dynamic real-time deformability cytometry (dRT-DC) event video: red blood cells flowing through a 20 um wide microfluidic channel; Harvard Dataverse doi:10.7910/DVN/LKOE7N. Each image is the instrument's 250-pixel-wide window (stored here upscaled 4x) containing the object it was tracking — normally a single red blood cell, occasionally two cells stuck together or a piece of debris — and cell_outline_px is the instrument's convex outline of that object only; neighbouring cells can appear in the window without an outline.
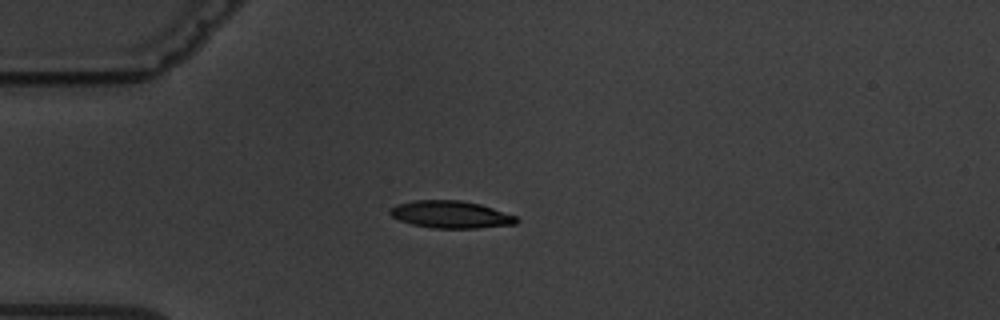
{"species": "common noctule bat (a hibernating species)", "species_latin": "Nyctalus noctula", "temperature_condition": "warm", "stored_images_in_passage": 6, "camera_frame_rate_fps": 3000, "um_per_image_px": 0.085, "animal": {"sex": "male", "body_mass_g": 19.5, "forearm_length_mm": 54.6}, "frame": {"image": 1, "passage_image": 4, "time_ms": 3.333, "image_size_px": [1000, 320], "cell_outline_px": [[520, 220], [516, 224], [476, 228], [432, 228], [412, 224], [400, 220], [392, 216], [388, 212], [396, 204], [412, 200], [460, 200], [480, 204], [516, 216]], "centroid_in_image_um": [38.31, 18.23], "position_along_channel_um": 46.7, "area_um2": 20.06}}
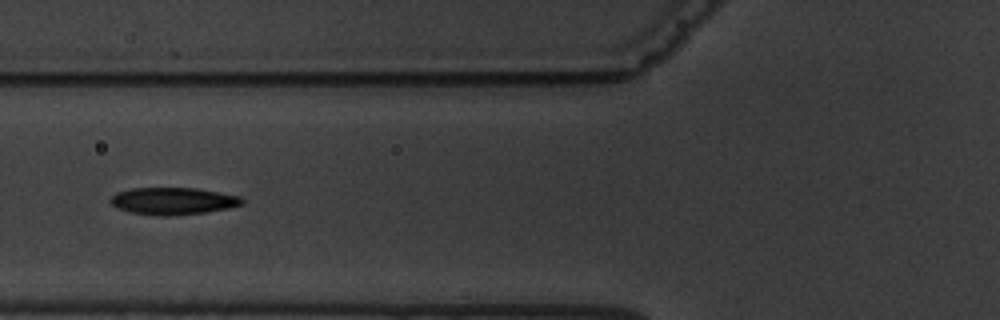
{"frame": {"image": 2, "passage_image": 6, "time_ms": 5.667, "image_size_px": [1000, 320], "cell_outline_px": [[244, 204], [228, 208], [204, 212], [172, 216], [156, 216], [128, 212], [116, 208], [108, 200], [116, 192], [132, 188], [196, 188], [220, 192], [240, 196], [244, 200]], "centroid_in_image_um": [14.68, 17.09], "position_along_channel_um": 111.1, "area_um2": 21.04}}